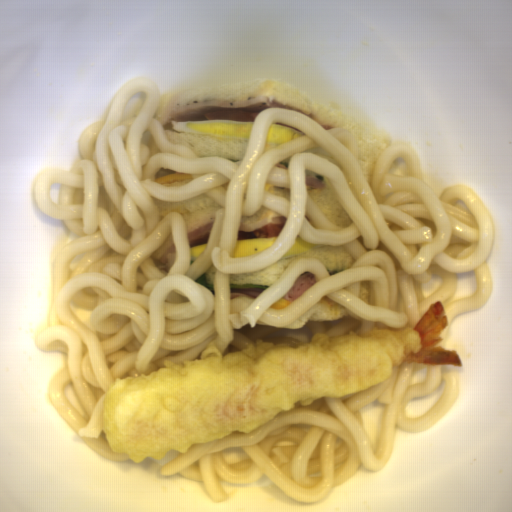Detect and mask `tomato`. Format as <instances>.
<instances>
[{"mask_svg":"<svg viewBox=\"0 0 512 512\" xmlns=\"http://www.w3.org/2000/svg\"><path fill=\"white\" fill-rule=\"evenodd\" d=\"M284 226L285 224H269L258 231L244 232L242 230H238L237 240L278 237L281 234Z\"/></svg>","mask_w":512,"mask_h":512,"instance_id":"obj_2","label":"tomato"},{"mask_svg":"<svg viewBox=\"0 0 512 512\" xmlns=\"http://www.w3.org/2000/svg\"><path fill=\"white\" fill-rule=\"evenodd\" d=\"M262 109L237 110V111H209L202 112L203 120H234L243 122H253Z\"/></svg>","mask_w":512,"mask_h":512,"instance_id":"obj_1","label":"tomato"},{"mask_svg":"<svg viewBox=\"0 0 512 512\" xmlns=\"http://www.w3.org/2000/svg\"><path fill=\"white\" fill-rule=\"evenodd\" d=\"M210 235H211V233L206 234V235H202L201 237H199V238H198L196 241H194L193 243H188L189 249H190V248H193V247H195V246L201 245V244H203V243H208L209 238H210Z\"/></svg>","mask_w":512,"mask_h":512,"instance_id":"obj_3","label":"tomato"}]
</instances>
